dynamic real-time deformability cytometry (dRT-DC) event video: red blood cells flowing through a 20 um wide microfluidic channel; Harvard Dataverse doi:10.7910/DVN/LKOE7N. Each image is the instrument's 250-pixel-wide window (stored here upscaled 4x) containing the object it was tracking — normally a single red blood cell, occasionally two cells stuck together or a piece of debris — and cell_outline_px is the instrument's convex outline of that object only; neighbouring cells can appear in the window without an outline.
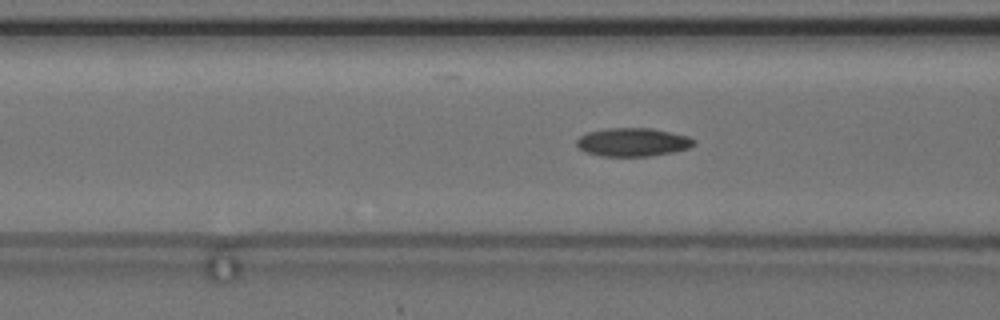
{"species": "common noctule bat (a hibernating species)", "species_latin": "Nyctalus noctula", "temperature_condition": "cold", "stored_images_in_passage": 38, "camera_frame_rate_fps": 3000, "um_per_image_px": 0.085, "animal": {"sex": "female", "body_mass_g": 24.6, "forearm_length_mm": 56.2}, "frame": {"image": 1, "passage_image": 17, "time_ms": 5.333, "image_size_px": [1000, 320], "cell_outline_px": [[696, 144], [688, 148], [672, 152], [648, 156], [600, 156], [588, 152], [580, 148], [576, 144], [576, 140], [580, 136], [588, 132], [604, 128], [652, 128], [688, 136], [696, 140]], "centroid_in_image_um": [53.8, 12.07], "position_along_channel_um": 112.8, "area_um2": 19.36}, "authors_computed_cell_mechanics": {"area_um2": 18.6405, "velocity_mm_per_s": 3.6494, "shape_relaxation_time_tau1_ms": null, "shape_relaxation_time_tau2_ms": 3.8409, "deformation_change_tau1": null, "deformation_change_tau2": 0.0916}}